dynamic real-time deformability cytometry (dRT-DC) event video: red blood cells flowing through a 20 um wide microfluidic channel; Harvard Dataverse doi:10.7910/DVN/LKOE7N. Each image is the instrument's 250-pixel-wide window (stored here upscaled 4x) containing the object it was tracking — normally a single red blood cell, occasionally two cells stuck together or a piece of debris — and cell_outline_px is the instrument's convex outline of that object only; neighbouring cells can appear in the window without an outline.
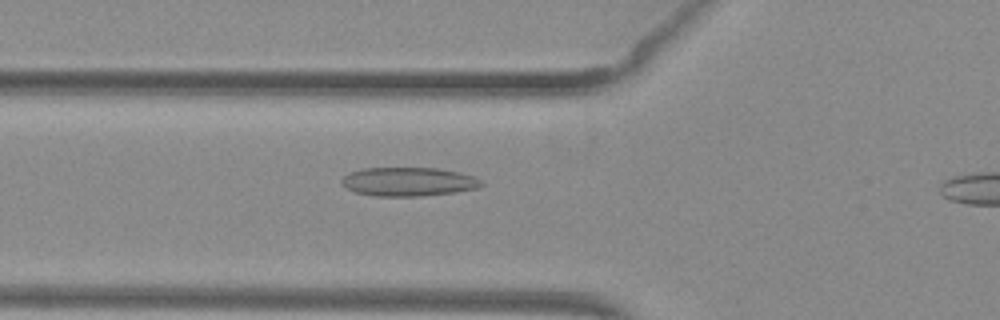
{"species": "common noctule bat (a hibernating species)", "species_latin": "Nyctalus noctula", "temperature_condition": "warm", "stored_images_in_passage": 36, "camera_frame_rate_fps": 3000, "um_per_image_px": 0.085, "animal": {"sex": "female", "body_mass_g": 29.2, "forearm_length_mm": 56.3}, "frame": {"image": 1, "passage_image": 9, "time_ms": 2.667, "image_size_px": [1000, 320], "cell_outline_px": [[484, 184], [476, 188], [456, 192], [420, 196], [376, 196], [356, 192], [340, 184], [340, 180], [348, 172], [364, 168], [436, 168], [460, 172], [484, 180]], "centroid_in_image_um": [34.72, 15.44], "position_along_channel_um": 91.1, "area_um2": 23.52}}
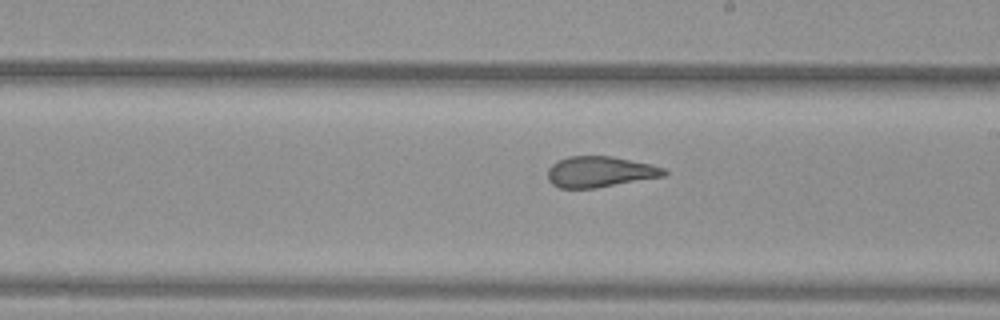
{"frame": {"image": 2, "passage_image": 20, "time_ms": 6.333, "image_size_px": [1000, 320], "cell_outline_px": [[668, 172], [664, 176], [596, 188], [560, 188], [552, 184], [548, 180], [548, 168], [552, 164], [568, 156], [612, 156], [652, 164], [664, 168]], "centroid_in_image_um": [51.0, 14.6], "position_along_channel_um": 238.0, "area_um2": 20.92}}
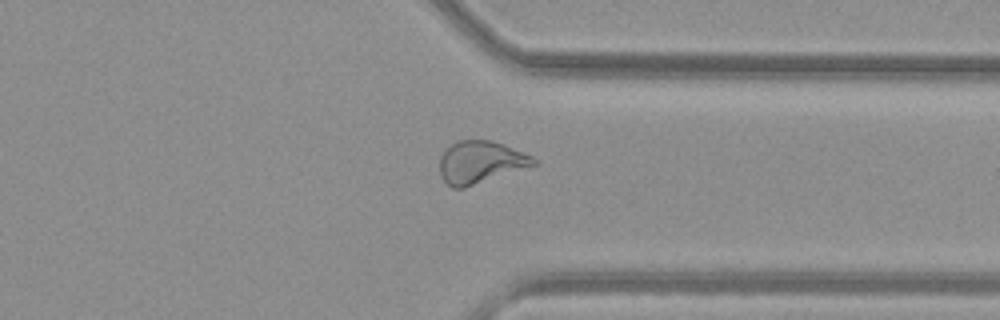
{"frame": {"image": 3, "passage_image": 30, "time_ms": 9.667, "image_size_px": [1000, 320], "cell_outline_px": [[540, 164], [464, 188], [452, 188], [440, 176], [440, 156], [456, 140], [492, 140], [504, 144], [532, 156]], "centroid_in_image_um": [40.87, 13.79], "position_along_channel_um": 370.5, "area_um2": 23.29}, "authors_computed_cell_mechanics": {"area_um2": 21.9351, "velocity_mm_per_s": 4.0011, "shape_relaxation_time_tau1_ms": null, "shape_relaxation_time_tau2_ms": 1.2676, "deformation_change_tau1": null, "deformation_change_tau2": 0.1013}}